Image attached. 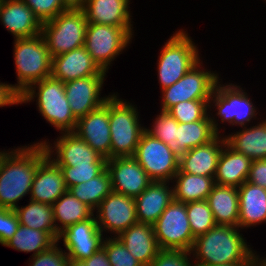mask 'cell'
<instances>
[{
  "mask_svg": "<svg viewBox=\"0 0 266 266\" xmlns=\"http://www.w3.org/2000/svg\"><path fill=\"white\" fill-rule=\"evenodd\" d=\"M0 168V207L15 210L30 195L40 161L47 155L41 143L13 146Z\"/></svg>",
  "mask_w": 266,
  "mask_h": 266,
  "instance_id": "1",
  "label": "cell"
},
{
  "mask_svg": "<svg viewBox=\"0 0 266 266\" xmlns=\"http://www.w3.org/2000/svg\"><path fill=\"white\" fill-rule=\"evenodd\" d=\"M232 82L234 81L224 83L221 78L216 83L209 100L208 114L214 131L222 136L226 135L227 127L225 126H229L228 128L246 127L254 122L257 123L265 116L260 115L261 110L256 107L253 95L250 96L248 90L242 86L243 84Z\"/></svg>",
  "mask_w": 266,
  "mask_h": 266,
  "instance_id": "2",
  "label": "cell"
},
{
  "mask_svg": "<svg viewBox=\"0 0 266 266\" xmlns=\"http://www.w3.org/2000/svg\"><path fill=\"white\" fill-rule=\"evenodd\" d=\"M238 226L216 225L194 240L191 255L195 265L247 263L254 247Z\"/></svg>",
  "mask_w": 266,
  "mask_h": 266,
  "instance_id": "3",
  "label": "cell"
},
{
  "mask_svg": "<svg viewBox=\"0 0 266 266\" xmlns=\"http://www.w3.org/2000/svg\"><path fill=\"white\" fill-rule=\"evenodd\" d=\"M21 105L35 103L46 123L59 132H73L77 119L68 103L64 82L52 76L32 84L20 95Z\"/></svg>",
  "mask_w": 266,
  "mask_h": 266,
  "instance_id": "4",
  "label": "cell"
},
{
  "mask_svg": "<svg viewBox=\"0 0 266 266\" xmlns=\"http://www.w3.org/2000/svg\"><path fill=\"white\" fill-rule=\"evenodd\" d=\"M119 94L114 92L109 98L111 158L133 157L146 126L142 124L138 104Z\"/></svg>",
  "mask_w": 266,
  "mask_h": 266,
  "instance_id": "5",
  "label": "cell"
},
{
  "mask_svg": "<svg viewBox=\"0 0 266 266\" xmlns=\"http://www.w3.org/2000/svg\"><path fill=\"white\" fill-rule=\"evenodd\" d=\"M193 40L187 29L182 28L173 31L162 44L156 61L159 89L163 90L176 83L202 59L201 48Z\"/></svg>",
  "mask_w": 266,
  "mask_h": 266,
  "instance_id": "6",
  "label": "cell"
},
{
  "mask_svg": "<svg viewBox=\"0 0 266 266\" xmlns=\"http://www.w3.org/2000/svg\"><path fill=\"white\" fill-rule=\"evenodd\" d=\"M14 89L21 95L32 84L51 76L52 57L42 34L13 41Z\"/></svg>",
  "mask_w": 266,
  "mask_h": 266,
  "instance_id": "7",
  "label": "cell"
},
{
  "mask_svg": "<svg viewBox=\"0 0 266 266\" xmlns=\"http://www.w3.org/2000/svg\"><path fill=\"white\" fill-rule=\"evenodd\" d=\"M134 33V28L88 23L84 47L98 66L109 73L116 58L131 47Z\"/></svg>",
  "mask_w": 266,
  "mask_h": 266,
  "instance_id": "8",
  "label": "cell"
},
{
  "mask_svg": "<svg viewBox=\"0 0 266 266\" xmlns=\"http://www.w3.org/2000/svg\"><path fill=\"white\" fill-rule=\"evenodd\" d=\"M87 24L81 8H69L55 18L43 22L41 34L51 57L84 46Z\"/></svg>",
  "mask_w": 266,
  "mask_h": 266,
  "instance_id": "9",
  "label": "cell"
},
{
  "mask_svg": "<svg viewBox=\"0 0 266 266\" xmlns=\"http://www.w3.org/2000/svg\"><path fill=\"white\" fill-rule=\"evenodd\" d=\"M208 69L203 58L181 79L160 91L159 110L167 111L182 101L210 100L216 83L221 79L220 72Z\"/></svg>",
  "mask_w": 266,
  "mask_h": 266,
  "instance_id": "10",
  "label": "cell"
},
{
  "mask_svg": "<svg viewBox=\"0 0 266 266\" xmlns=\"http://www.w3.org/2000/svg\"><path fill=\"white\" fill-rule=\"evenodd\" d=\"M153 231L161 250L191 251L193 237L186 203L173 200L153 224Z\"/></svg>",
  "mask_w": 266,
  "mask_h": 266,
  "instance_id": "11",
  "label": "cell"
},
{
  "mask_svg": "<svg viewBox=\"0 0 266 266\" xmlns=\"http://www.w3.org/2000/svg\"><path fill=\"white\" fill-rule=\"evenodd\" d=\"M133 157L152 181L172 182L179 170V158L167 144L146 130L140 138Z\"/></svg>",
  "mask_w": 266,
  "mask_h": 266,
  "instance_id": "12",
  "label": "cell"
},
{
  "mask_svg": "<svg viewBox=\"0 0 266 266\" xmlns=\"http://www.w3.org/2000/svg\"><path fill=\"white\" fill-rule=\"evenodd\" d=\"M59 135L54 138L55 140L45 137V139H37L33 143L43 144L47 156L58 166L106 164L107 159L93 150L90 145L74 132H62Z\"/></svg>",
  "mask_w": 266,
  "mask_h": 266,
  "instance_id": "13",
  "label": "cell"
},
{
  "mask_svg": "<svg viewBox=\"0 0 266 266\" xmlns=\"http://www.w3.org/2000/svg\"><path fill=\"white\" fill-rule=\"evenodd\" d=\"M94 216L104 237H117L138 222L135 198L111 191L94 211Z\"/></svg>",
  "mask_w": 266,
  "mask_h": 266,
  "instance_id": "14",
  "label": "cell"
},
{
  "mask_svg": "<svg viewBox=\"0 0 266 266\" xmlns=\"http://www.w3.org/2000/svg\"><path fill=\"white\" fill-rule=\"evenodd\" d=\"M106 78L107 75H93L64 83L70 109L77 120L100 108L114 93L102 95Z\"/></svg>",
  "mask_w": 266,
  "mask_h": 266,
  "instance_id": "15",
  "label": "cell"
},
{
  "mask_svg": "<svg viewBox=\"0 0 266 266\" xmlns=\"http://www.w3.org/2000/svg\"><path fill=\"white\" fill-rule=\"evenodd\" d=\"M104 238L93 215L61 232L58 242L63 241L64 251L69 259L84 261L102 247Z\"/></svg>",
  "mask_w": 266,
  "mask_h": 266,
  "instance_id": "16",
  "label": "cell"
},
{
  "mask_svg": "<svg viewBox=\"0 0 266 266\" xmlns=\"http://www.w3.org/2000/svg\"><path fill=\"white\" fill-rule=\"evenodd\" d=\"M106 169L111 178L112 191L136 198L152 182L134 157L107 159Z\"/></svg>",
  "mask_w": 266,
  "mask_h": 266,
  "instance_id": "17",
  "label": "cell"
},
{
  "mask_svg": "<svg viewBox=\"0 0 266 266\" xmlns=\"http://www.w3.org/2000/svg\"><path fill=\"white\" fill-rule=\"evenodd\" d=\"M73 132L102 157L111 159L109 99L100 108L79 118Z\"/></svg>",
  "mask_w": 266,
  "mask_h": 266,
  "instance_id": "18",
  "label": "cell"
},
{
  "mask_svg": "<svg viewBox=\"0 0 266 266\" xmlns=\"http://www.w3.org/2000/svg\"><path fill=\"white\" fill-rule=\"evenodd\" d=\"M84 46L52 57L51 76L64 83L93 75H107Z\"/></svg>",
  "mask_w": 266,
  "mask_h": 266,
  "instance_id": "19",
  "label": "cell"
},
{
  "mask_svg": "<svg viewBox=\"0 0 266 266\" xmlns=\"http://www.w3.org/2000/svg\"><path fill=\"white\" fill-rule=\"evenodd\" d=\"M0 25L16 38L41 34L42 23L23 0H0Z\"/></svg>",
  "mask_w": 266,
  "mask_h": 266,
  "instance_id": "20",
  "label": "cell"
},
{
  "mask_svg": "<svg viewBox=\"0 0 266 266\" xmlns=\"http://www.w3.org/2000/svg\"><path fill=\"white\" fill-rule=\"evenodd\" d=\"M67 190L60 167L46 155L35 173L29 199L53 205Z\"/></svg>",
  "mask_w": 266,
  "mask_h": 266,
  "instance_id": "21",
  "label": "cell"
},
{
  "mask_svg": "<svg viewBox=\"0 0 266 266\" xmlns=\"http://www.w3.org/2000/svg\"><path fill=\"white\" fill-rule=\"evenodd\" d=\"M132 0H86L81 9L88 23L104 24L121 28L133 27Z\"/></svg>",
  "mask_w": 266,
  "mask_h": 266,
  "instance_id": "22",
  "label": "cell"
},
{
  "mask_svg": "<svg viewBox=\"0 0 266 266\" xmlns=\"http://www.w3.org/2000/svg\"><path fill=\"white\" fill-rule=\"evenodd\" d=\"M217 136L218 134L214 131L209 114L203 120L190 123H179L173 117L172 144L167 145L180 158L190 149L205 145Z\"/></svg>",
  "mask_w": 266,
  "mask_h": 266,
  "instance_id": "23",
  "label": "cell"
},
{
  "mask_svg": "<svg viewBox=\"0 0 266 266\" xmlns=\"http://www.w3.org/2000/svg\"><path fill=\"white\" fill-rule=\"evenodd\" d=\"M224 136L218 135L211 142L197 146L179 158V169L184 173L215 177L223 146Z\"/></svg>",
  "mask_w": 266,
  "mask_h": 266,
  "instance_id": "24",
  "label": "cell"
},
{
  "mask_svg": "<svg viewBox=\"0 0 266 266\" xmlns=\"http://www.w3.org/2000/svg\"><path fill=\"white\" fill-rule=\"evenodd\" d=\"M173 200L172 182L152 181L135 198L138 222L153 225Z\"/></svg>",
  "mask_w": 266,
  "mask_h": 266,
  "instance_id": "25",
  "label": "cell"
},
{
  "mask_svg": "<svg viewBox=\"0 0 266 266\" xmlns=\"http://www.w3.org/2000/svg\"><path fill=\"white\" fill-rule=\"evenodd\" d=\"M239 220L238 227L247 233L266 223V189L258 185L244 182L238 187ZM253 227V228H252Z\"/></svg>",
  "mask_w": 266,
  "mask_h": 266,
  "instance_id": "26",
  "label": "cell"
},
{
  "mask_svg": "<svg viewBox=\"0 0 266 266\" xmlns=\"http://www.w3.org/2000/svg\"><path fill=\"white\" fill-rule=\"evenodd\" d=\"M266 117V116H265ZM224 135L226 144L252 161L266 159V118ZM265 118V119H264ZM236 131V132H235Z\"/></svg>",
  "mask_w": 266,
  "mask_h": 266,
  "instance_id": "27",
  "label": "cell"
},
{
  "mask_svg": "<svg viewBox=\"0 0 266 266\" xmlns=\"http://www.w3.org/2000/svg\"><path fill=\"white\" fill-rule=\"evenodd\" d=\"M122 244L143 266H149L161 250L157 243L153 225L135 223L117 236Z\"/></svg>",
  "mask_w": 266,
  "mask_h": 266,
  "instance_id": "28",
  "label": "cell"
},
{
  "mask_svg": "<svg viewBox=\"0 0 266 266\" xmlns=\"http://www.w3.org/2000/svg\"><path fill=\"white\" fill-rule=\"evenodd\" d=\"M252 160L243 153L223 146L214 177L216 185L240 187L247 181Z\"/></svg>",
  "mask_w": 266,
  "mask_h": 266,
  "instance_id": "29",
  "label": "cell"
},
{
  "mask_svg": "<svg viewBox=\"0 0 266 266\" xmlns=\"http://www.w3.org/2000/svg\"><path fill=\"white\" fill-rule=\"evenodd\" d=\"M206 201L217 225L238 226L239 195L237 187L215 184Z\"/></svg>",
  "mask_w": 266,
  "mask_h": 266,
  "instance_id": "30",
  "label": "cell"
},
{
  "mask_svg": "<svg viewBox=\"0 0 266 266\" xmlns=\"http://www.w3.org/2000/svg\"><path fill=\"white\" fill-rule=\"evenodd\" d=\"M172 185L174 200L187 203L207 200L215 182L214 177L184 173L179 169L173 177Z\"/></svg>",
  "mask_w": 266,
  "mask_h": 266,
  "instance_id": "31",
  "label": "cell"
},
{
  "mask_svg": "<svg viewBox=\"0 0 266 266\" xmlns=\"http://www.w3.org/2000/svg\"><path fill=\"white\" fill-rule=\"evenodd\" d=\"M52 206L58 235L69 226L94 215V211L79 201L69 190L61 195Z\"/></svg>",
  "mask_w": 266,
  "mask_h": 266,
  "instance_id": "32",
  "label": "cell"
},
{
  "mask_svg": "<svg viewBox=\"0 0 266 266\" xmlns=\"http://www.w3.org/2000/svg\"><path fill=\"white\" fill-rule=\"evenodd\" d=\"M26 201L28 204L19 205L15 209L19 224L31 229L49 232L58 241L59 235L54 222L53 206L30 199H26Z\"/></svg>",
  "mask_w": 266,
  "mask_h": 266,
  "instance_id": "33",
  "label": "cell"
},
{
  "mask_svg": "<svg viewBox=\"0 0 266 266\" xmlns=\"http://www.w3.org/2000/svg\"><path fill=\"white\" fill-rule=\"evenodd\" d=\"M58 241L49 233L19 225L17 231L3 247H8L18 252L31 253L36 256L44 250L51 248Z\"/></svg>",
  "mask_w": 266,
  "mask_h": 266,
  "instance_id": "34",
  "label": "cell"
},
{
  "mask_svg": "<svg viewBox=\"0 0 266 266\" xmlns=\"http://www.w3.org/2000/svg\"><path fill=\"white\" fill-rule=\"evenodd\" d=\"M68 190L81 202L93 211L97 209L101 201L112 191L111 178L107 169L100 175L85 183L82 182L68 188Z\"/></svg>",
  "mask_w": 266,
  "mask_h": 266,
  "instance_id": "35",
  "label": "cell"
},
{
  "mask_svg": "<svg viewBox=\"0 0 266 266\" xmlns=\"http://www.w3.org/2000/svg\"><path fill=\"white\" fill-rule=\"evenodd\" d=\"M186 211L194 238L206 234L217 225L206 200L187 202Z\"/></svg>",
  "mask_w": 266,
  "mask_h": 266,
  "instance_id": "36",
  "label": "cell"
},
{
  "mask_svg": "<svg viewBox=\"0 0 266 266\" xmlns=\"http://www.w3.org/2000/svg\"><path fill=\"white\" fill-rule=\"evenodd\" d=\"M209 100L182 101L170 107L167 112L179 123L203 120L208 115Z\"/></svg>",
  "mask_w": 266,
  "mask_h": 266,
  "instance_id": "37",
  "label": "cell"
},
{
  "mask_svg": "<svg viewBox=\"0 0 266 266\" xmlns=\"http://www.w3.org/2000/svg\"><path fill=\"white\" fill-rule=\"evenodd\" d=\"M66 188H70L82 182H86L100 175L105 169L106 164H90L76 166H59Z\"/></svg>",
  "mask_w": 266,
  "mask_h": 266,
  "instance_id": "38",
  "label": "cell"
},
{
  "mask_svg": "<svg viewBox=\"0 0 266 266\" xmlns=\"http://www.w3.org/2000/svg\"><path fill=\"white\" fill-rule=\"evenodd\" d=\"M102 248L111 266H143L117 237H105Z\"/></svg>",
  "mask_w": 266,
  "mask_h": 266,
  "instance_id": "39",
  "label": "cell"
},
{
  "mask_svg": "<svg viewBox=\"0 0 266 266\" xmlns=\"http://www.w3.org/2000/svg\"><path fill=\"white\" fill-rule=\"evenodd\" d=\"M41 23L55 18L70 7L64 0H23Z\"/></svg>",
  "mask_w": 266,
  "mask_h": 266,
  "instance_id": "40",
  "label": "cell"
},
{
  "mask_svg": "<svg viewBox=\"0 0 266 266\" xmlns=\"http://www.w3.org/2000/svg\"><path fill=\"white\" fill-rule=\"evenodd\" d=\"M158 112L149 127L145 125V130L165 144H172L173 116L167 111L158 110Z\"/></svg>",
  "mask_w": 266,
  "mask_h": 266,
  "instance_id": "41",
  "label": "cell"
},
{
  "mask_svg": "<svg viewBox=\"0 0 266 266\" xmlns=\"http://www.w3.org/2000/svg\"><path fill=\"white\" fill-rule=\"evenodd\" d=\"M59 244L61 243L57 242L51 248L30 257L28 266H67L69 258Z\"/></svg>",
  "mask_w": 266,
  "mask_h": 266,
  "instance_id": "42",
  "label": "cell"
},
{
  "mask_svg": "<svg viewBox=\"0 0 266 266\" xmlns=\"http://www.w3.org/2000/svg\"><path fill=\"white\" fill-rule=\"evenodd\" d=\"M149 266H195L191 252L160 250Z\"/></svg>",
  "mask_w": 266,
  "mask_h": 266,
  "instance_id": "43",
  "label": "cell"
},
{
  "mask_svg": "<svg viewBox=\"0 0 266 266\" xmlns=\"http://www.w3.org/2000/svg\"><path fill=\"white\" fill-rule=\"evenodd\" d=\"M19 225L15 210L0 207V245L3 246L13 237Z\"/></svg>",
  "mask_w": 266,
  "mask_h": 266,
  "instance_id": "44",
  "label": "cell"
},
{
  "mask_svg": "<svg viewBox=\"0 0 266 266\" xmlns=\"http://www.w3.org/2000/svg\"><path fill=\"white\" fill-rule=\"evenodd\" d=\"M247 182L266 189V159L251 162Z\"/></svg>",
  "mask_w": 266,
  "mask_h": 266,
  "instance_id": "45",
  "label": "cell"
},
{
  "mask_svg": "<svg viewBox=\"0 0 266 266\" xmlns=\"http://www.w3.org/2000/svg\"><path fill=\"white\" fill-rule=\"evenodd\" d=\"M20 105V94L14 89L13 84L0 81V108Z\"/></svg>",
  "mask_w": 266,
  "mask_h": 266,
  "instance_id": "46",
  "label": "cell"
},
{
  "mask_svg": "<svg viewBox=\"0 0 266 266\" xmlns=\"http://www.w3.org/2000/svg\"><path fill=\"white\" fill-rule=\"evenodd\" d=\"M86 266H111L105 250L101 247L90 258L83 261Z\"/></svg>",
  "mask_w": 266,
  "mask_h": 266,
  "instance_id": "47",
  "label": "cell"
},
{
  "mask_svg": "<svg viewBox=\"0 0 266 266\" xmlns=\"http://www.w3.org/2000/svg\"><path fill=\"white\" fill-rule=\"evenodd\" d=\"M258 251L254 249L252 255V266H266V254L263 256L258 253Z\"/></svg>",
  "mask_w": 266,
  "mask_h": 266,
  "instance_id": "48",
  "label": "cell"
},
{
  "mask_svg": "<svg viewBox=\"0 0 266 266\" xmlns=\"http://www.w3.org/2000/svg\"><path fill=\"white\" fill-rule=\"evenodd\" d=\"M70 8H81L86 0H64Z\"/></svg>",
  "mask_w": 266,
  "mask_h": 266,
  "instance_id": "49",
  "label": "cell"
},
{
  "mask_svg": "<svg viewBox=\"0 0 266 266\" xmlns=\"http://www.w3.org/2000/svg\"><path fill=\"white\" fill-rule=\"evenodd\" d=\"M195 266H205V265H195ZM208 266H252V258L247 263H230L224 265H208Z\"/></svg>",
  "mask_w": 266,
  "mask_h": 266,
  "instance_id": "50",
  "label": "cell"
},
{
  "mask_svg": "<svg viewBox=\"0 0 266 266\" xmlns=\"http://www.w3.org/2000/svg\"><path fill=\"white\" fill-rule=\"evenodd\" d=\"M13 148H8V149H1L0 150V168L2 165L3 160L5 159L6 155L12 150Z\"/></svg>",
  "mask_w": 266,
  "mask_h": 266,
  "instance_id": "51",
  "label": "cell"
},
{
  "mask_svg": "<svg viewBox=\"0 0 266 266\" xmlns=\"http://www.w3.org/2000/svg\"><path fill=\"white\" fill-rule=\"evenodd\" d=\"M67 266H86L83 261L69 259Z\"/></svg>",
  "mask_w": 266,
  "mask_h": 266,
  "instance_id": "52",
  "label": "cell"
}]
</instances>
